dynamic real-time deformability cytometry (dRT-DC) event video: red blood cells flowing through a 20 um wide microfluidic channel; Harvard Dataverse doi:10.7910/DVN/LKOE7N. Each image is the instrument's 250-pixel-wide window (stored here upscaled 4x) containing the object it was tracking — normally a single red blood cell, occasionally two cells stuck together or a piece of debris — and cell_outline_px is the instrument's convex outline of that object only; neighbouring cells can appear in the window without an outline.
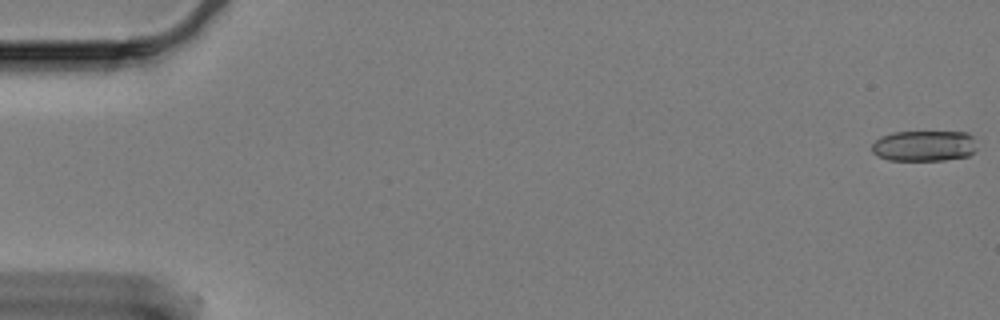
{"species": "Egyptian fruit bat (a non-hibernating species)", "species_latin": "Rousettus aegyptiacus", "temperature_condition": "cold", "stored_images_in_passage": 2, "camera_frame_rate_fps": 3000, "um_per_image_px": 0.085, "animal": {"sex": "female"}, "frame": {"image": 1, "passage_image": 1, "time_ms": 0.0, "image_size_px": [1000, 320], "cell_outline_px": [[976, 152], [968, 156], [944, 160], [888, 160], [876, 156], [872, 152], [872, 144], [880, 136], [892, 132], [968, 132], [972, 136], [976, 148]], "centroid_in_image_um": [78.54, 12.4], "position_along_channel_um": 6.5, "area_um2": 19.02}}